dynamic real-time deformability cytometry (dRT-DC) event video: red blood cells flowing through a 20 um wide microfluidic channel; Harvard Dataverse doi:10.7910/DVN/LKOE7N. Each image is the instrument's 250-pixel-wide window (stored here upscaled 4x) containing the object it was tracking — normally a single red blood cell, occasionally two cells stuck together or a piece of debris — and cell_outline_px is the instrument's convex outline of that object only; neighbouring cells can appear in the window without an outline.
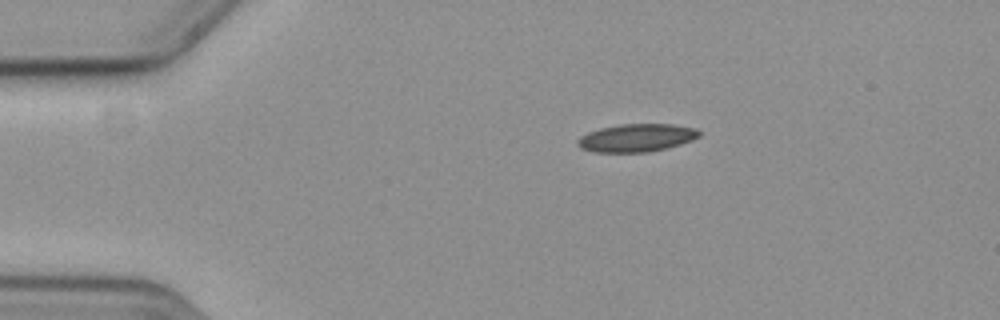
{"species": "common noctule bat (a hibernating species)", "species_latin": "Nyctalus noctula", "temperature_condition": "cold", "stored_images_in_passage": 6, "camera_frame_rate_fps": 3000, "um_per_image_px": 0.085, "animal": {"sex": "female", "body_mass_g": 19.3, "forearm_length_mm": 54.1}, "frame": {"image": 1, "passage_image": 1, "time_ms": 0.0, "image_size_px": [1000, 320], "cell_outline_px": [[700, 136], [692, 140], [680, 144], [648, 152], [592, 152], [580, 148], [576, 144], [576, 140], [580, 136], [588, 132], [600, 128], [620, 124], [672, 124], [696, 128], [700, 132]], "centroid_in_image_um": [54.07, 11.71], "position_along_channel_um": 30.9, "area_um2": 19.83}}